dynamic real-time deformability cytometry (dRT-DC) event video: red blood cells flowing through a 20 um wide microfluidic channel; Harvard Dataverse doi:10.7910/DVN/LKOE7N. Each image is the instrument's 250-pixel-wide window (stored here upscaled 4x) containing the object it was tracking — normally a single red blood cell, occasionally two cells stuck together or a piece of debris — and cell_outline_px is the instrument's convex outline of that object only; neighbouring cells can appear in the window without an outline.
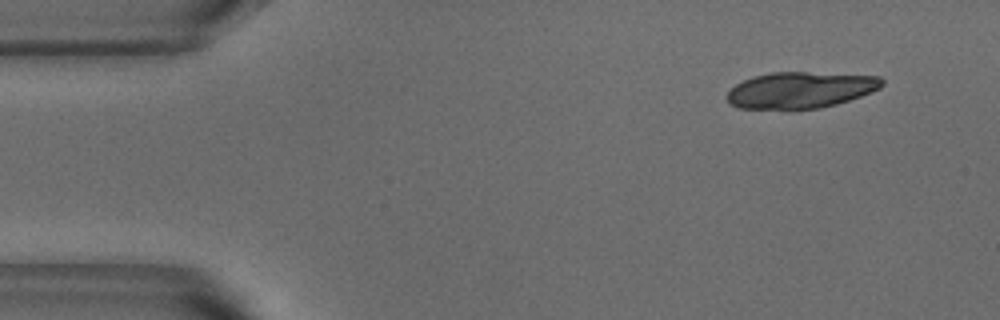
{"species": "common noctule bat (a hibernating species)", "species_latin": "Nyctalus noctula", "temperature_condition": "warm", "stored_images_in_passage": 49, "segment_of_instrument_passage": [1, 2], "camera_frame_rate_fps": 3000, "um_per_image_px": 0.085, "animal": {"sex": "male", "body_mass_g": 18.8}, "frame": {"image": 1, "passage_image": 1, "time_ms": 0.0, "image_size_px": [1000, 320], "cell_outline_px": [[884, 84], [880, 88], [872, 92], [836, 104], [820, 108], [740, 108], [728, 104], [724, 96], [736, 84], [752, 76], [772, 72], [808, 72], [880, 76], [884, 80]], "centroid_in_image_um": [68.03, 7.64], "position_along_channel_um": 17.0, "area_um2": 32.71}}